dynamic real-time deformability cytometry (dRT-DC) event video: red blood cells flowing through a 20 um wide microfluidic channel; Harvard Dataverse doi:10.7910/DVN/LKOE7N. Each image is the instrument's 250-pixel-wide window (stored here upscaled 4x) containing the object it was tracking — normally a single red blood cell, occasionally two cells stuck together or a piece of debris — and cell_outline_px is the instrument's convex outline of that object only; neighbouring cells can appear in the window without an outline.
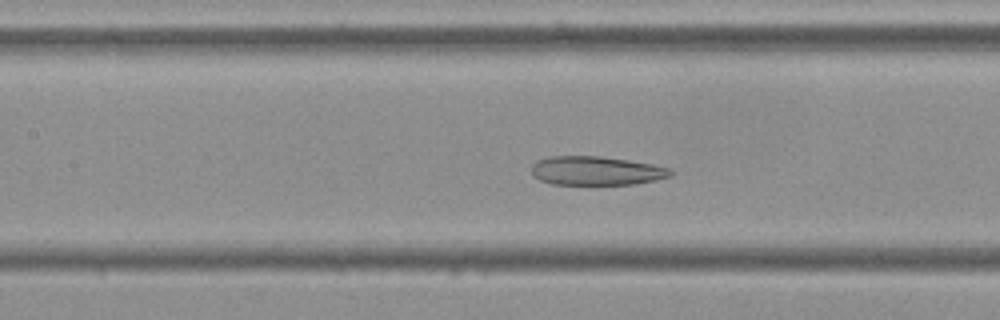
{"species": "Egyptian fruit bat (a non-hibernating species)", "species_latin": "Rousettus aegyptiacus", "temperature_condition": "cold", "stored_images_in_passage": 54, "camera_frame_rate_fps": 3000, "um_per_image_px": 0.085, "frame": {"image": 1, "passage_image": 23, "time_ms": 7.333, "image_size_px": [1000, 320], "cell_outline_px": [[672, 176], [656, 180], [636, 184], [552, 184], [540, 180], [532, 176], [532, 164], [536, 160], [552, 156], [600, 156], [628, 160], [652, 164], [668, 168], [672, 172]], "centroid_in_image_um": [50.66, 14.51], "position_along_channel_um": 156.7, "area_um2": 23.41}}
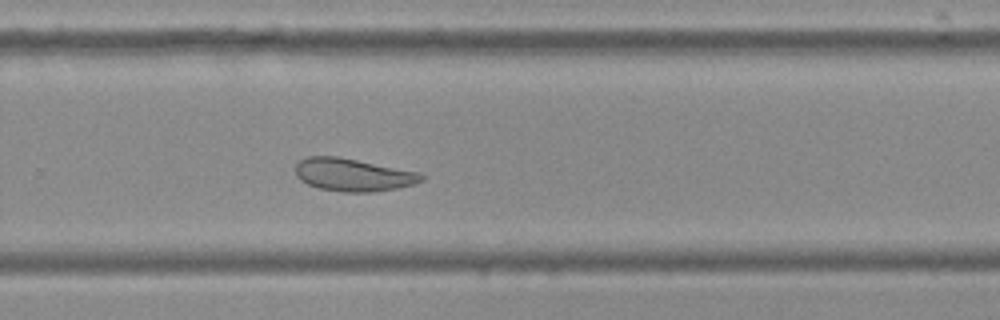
{"frame": {"image": 2, "passage_image": 35, "time_ms": 11.333, "image_size_px": [1000, 320], "cell_outline_px": [[424, 180], [416, 184], [396, 188], [372, 192], [344, 192], [320, 188], [308, 184], [300, 180], [296, 176], [296, 164], [300, 160], [308, 156], [336, 156], [420, 172], [424, 176]], "centroid_in_image_um": [30.02, 14.86], "position_along_channel_um": 299.8, "area_um2": 23.99}}
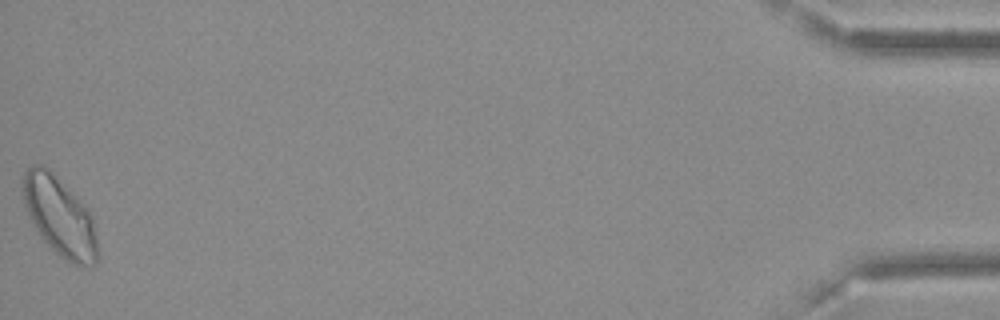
{"frame": {"image": 3, "passage_image": 54, "time_ms": 17.667, "image_size_px": [1000, 320], "cell_outline_px": [[100, 256], [96, 264], [92, 268], [88, 268], [72, 264], [60, 256], [40, 236], [32, 224], [24, 208], [20, 184], [24, 172], [32, 164], [44, 164], [88, 208], [92, 216]], "centroid_in_image_um": [5.06, 18.42], "position_along_channel_um": 430.1, "area_um2": 35.26}, "authors_computed_cell_mechanics": {"area_um2": 27.166, "velocity_mm_per_s": 3.5817, "shape_relaxation_time_tau1_ms": null, "shape_relaxation_time_tau2_ms": 2.5945, "deformation_change_tau1": null, "deformation_change_tau2": 0.0931}}